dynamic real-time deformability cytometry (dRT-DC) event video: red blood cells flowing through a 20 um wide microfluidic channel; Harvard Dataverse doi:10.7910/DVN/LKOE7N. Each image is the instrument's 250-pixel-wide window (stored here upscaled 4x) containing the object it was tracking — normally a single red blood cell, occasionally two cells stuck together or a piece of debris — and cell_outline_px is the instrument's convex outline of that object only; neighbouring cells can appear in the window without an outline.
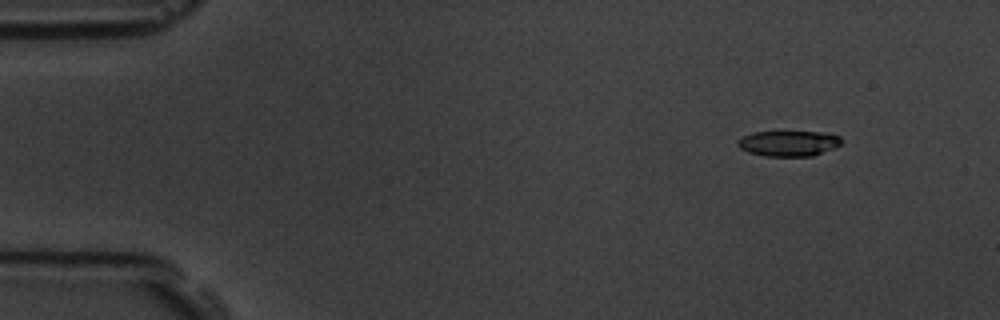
{"species": "common noctule bat (a hibernating species)", "species_latin": "Nyctalus noctula", "temperature_condition": "room temperature", "stored_images_in_passage": 3, "camera_frame_rate_fps": 3000, "um_per_image_px": 0.085, "animal": {"sex": "male", "body_mass_g": 19.5, "forearm_length_mm": 54.6}, "frame": {"image": 1, "passage_image": 1, "time_ms": 0.0, "image_size_px": [1000, 320], "cell_outline_px": [[840, 144], [832, 148], [812, 156], [764, 156], [748, 152], [740, 148], [736, 144], [736, 140], [752, 132], [820, 132], [840, 136]], "centroid_in_image_um": [66.96, 12.19], "position_along_channel_um": 18.0, "area_um2": 15.26}}
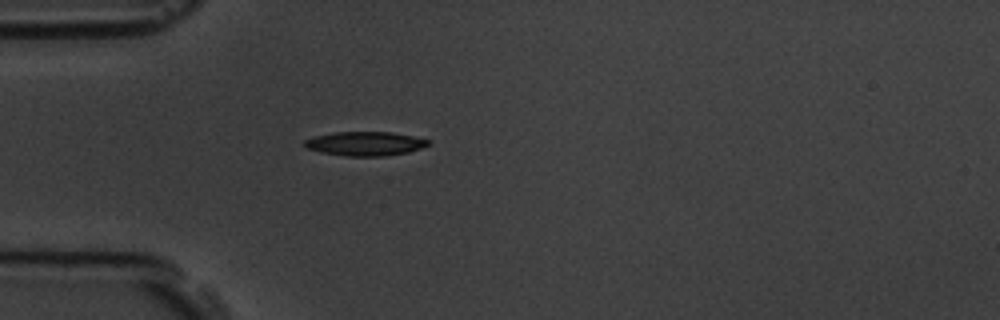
{"frame": {"image": 2, "passage_image": 3, "time_ms": 3.333, "image_size_px": [1000, 320], "cell_outline_px": [[428, 144], [420, 148], [408, 152], [384, 156], [344, 156], [320, 152], [304, 148], [304, 140], [312, 136], [332, 132], [392, 132], [412, 136], [428, 140]], "centroid_in_image_um": [30.94, 12.21], "position_along_channel_um": 54.1, "area_um2": 17.4}}